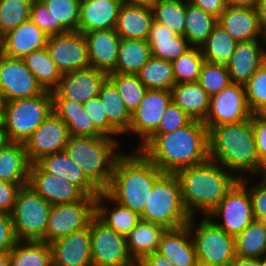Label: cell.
I'll return each instance as SVG.
<instances>
[{"mask_svg":"<svg viewBox=\"0 0 266 266\" xmlns=\"http://www.w3.org/2000/svg\"><path fill=\"white\" fill-rule=\"evenodd\" d=\"M163 173L204 163L209 159L208 128L203 121L192 120L170 133L152 134L139 148Z\"/></svg>","mask_w":266,"mask_h":266,"instance_id":"obj_1","label":"cell"},{"mask_svg":"<svg viewBox=\"0 0 266 266\" xmlns=\"http://www.w3.org/2000/svg\"><path fill=\"white\" fill-rule=\"evenodd\" d=\"M178 178L184 207L190 217L209 216L239 180L223 165L208 159L204 163L181 169Z\"/></svg>","mask_w":266,"mask_h":266,"instance_id":"obj_2","label":"cell"},{"mask_svg":"<svg viewBox=\"0 0 266 266\" xmlns=\"http://www.w3.org/2000/svg\"><path fill=\"white\" fill-rule=\"evenodd\" d=\"M208 140L209 159L223 165L238 179L260 176L251 118L210 128Z\"/></svg>","mask_w":266,"mask_h":266,"instance_id":"obj_3","label":"cell"},{"mask_svg":"<svg viewBox=\"0 0 266 266\" xmlns=\"http://www.w3.org/2000/svg\"><path fill=\"white\" fill-rule=\"evenodd\" d=\"M127 153L116 161L111 181L104 191L114 201L141 215L155 182L164 173L140 151L133 149Z\"/></svg>","mask_w":266,"mask_h":266,"instance_id":"obj_4","label":"cell"},{"mask_svg":"<svg viewBox=\"0 0 266 266\" xmlns=\"http://www.w3.org/2000/svg\"><path fill=\"white\" fill-rule=\"evenodd\" d=\"M120 141L109 136H70L65 151L86 176L104 191L111 181L118 158L125 152Z\"/></svg>","mask_w":266,"mask_h":266,"instance_id":"obj_5","label":"cell"},{"mask_svg":"<svg viewBox=\"0 0 266 266\" xmlns=\"http://www.w3.org/2000/svg\"><path fill=\"white\" fill-rule=\"evenodd\" d=\"M140 217L166 229L179 228L189 223L191 217L184 207L175 174L164 173L155 182Z\"/></svg>","mask_w":266,"mask_h":266,"instance_id":"obj_6","label":"cell"},{"mask_svg":"<svg viewBox=\"0 0 266 266\" xmlns=\"http://www.w3.org/2000/svg\"><path fill=\"white\" fill-rule=\"evenodd\" d=\"M5 130L10 142L25 143L52 110L50 91L25 99L3 102Z\"/></svg>","mask_w":266,"mask_h":266,"instance_id":"obj_7","label":"cell"},{"mask_svg":"<svg viewBox=\"0 0 266 266\" xmlns=\"http://www.w3.org/2000/svg\"><path fill=\"white\" fill-rule=\"evenodd\" d=\"M51 206L28 185L20 188L11 213L17 241L44 240Z\"/></svg>","mask_w":266,"mask_h":266,"instance_id":"obj_8","label":"cell"},{"mask_svg":"<svg viewBox=\"0 0 266 266\" xmlns=\"http://www.w3.org/2000/svg\"><path fill=\"white\" fill-rule=\"evenodd\" d=\"M195 218L198 217H191L188 227L197 260L230 266L236 257L234 237L226 233L208 216H202L199 222Z\"/></svg>","mask_w":266,"mask_h":266,"instance_id":"obj_9","label":"cell"},{"mask_svg":"<svg viewBox=\"0 0 266 266\" xmlns=\"http://www.w3.org/2000/svg\"><path fill=\"white\" fill-rule=\"evenodd\" d=\"M96 197L84 196L74 203L52 205L43 242L50 244L88 227L96 215Z\"/></svg>","mask_w":266,"mask_h":266,"instance_id":"obj_10","label":"cell"},{"mask_svg":"<svg viewBox=\"0 0 266 266\" xmlns=\"http://www.w3.org/2000/svg\"><path fill=\"white\" fill-rule=\"evenodd\" d=\"M208 217L233 237L243 232L255 219L248 188L238 180Z\"/></svg>","mask_w":266,"mask_h":266,"instance_id":"obj_11","label":"cell"},{"mask_svg":"<svg viewBox=\"0 0 266 266\" xmlns=\"http://www.w3.org/2000/svg\"><path fill=\"white\" fill-rule=\"evenodd\" d=\"M92 266H133L126 237L116 233L96 215L90 223Z\"/></svg>","mask_w":266,"mask_h":266,"instance_id":"obj_12","label":"cell"},{"mask_svg":"<svg viewBox=\"0 0 266 266\" xmlns=\"http://www.w3.org/2000/svg\"><path fill=\"white\" fill-rule=\"evenodd\" d=\"M44 92L22 58L0 52V97L3 102L38 96Z\"/></svg>","mask_w":266,"mask_h":266,"instance_id":"obj_13","label":"cell"},{"mask_svg":"<svg viewBox=\"0 0 266 266\" xmlns=\"http://www.w3.org/2000/svg\"><path fill=\"white\" fill-rule=\"evenodd\" d=\"M251 115L244 85L231 83L220 93L210 97L209 110L203 123L209 130L212 127L248 120Z\"/></svg>","mask_w":266,"mask_h":266,"instance_id":"obj_14","label":"cell"},{"mask_svg":"<svg viewBox=\"0 0 266 266\" xmlns=\"http://www.w3.org/2000/svg\"><path fill=\"white\" fill-rule=\"evenodd\" d=\"M69 138L67 124L51 112L24 143L28 161L37 163L44 156L64 151Z\"/></svg>","mask_w":266,"mask_h":266,"instance_id":"obj_15","label":"cell"},{"mask_svg":"<svg viewBox=\"0 0 266 266\" xmlns=\"http://www.w3.org/2000/svg\"><path fill=\"white\" fill-rule=\"evenodd\" d=\"M172 102V93L162 89H147L138 108L131 113L128 131L124 134H137L139 148L158 128L162 114Z\"/></svg>","mask_w":266,"mask_h":266,"instance_id":"obj_16","label":"cell"},{"mask_svg":"<svg viewBox=\"0 0 266 266\" xmlns=\"http://www.w3.org/2000/svg\"><path fill=\"white\" fill-rule=\"evenodd\" d=\"M46 50L62 74L90 67L87 41L82 32L50 35Z\"/></svg>","mask_w":266,"mask_h":266,"instance_id":"obj_17","label":"cell"},{"mask_svg":"<svg viewBox=\"0 0 266 266\" xmlns=\"http://www.w3.org/2000/svg\"><path fill=\"white\" fill-rule=\"evenodd\" d=\"M108 74L93 67L63 74L57 88L51 92L52 99H69L83 104L97 97Z\"/></svg>","mask_w":266,"mask_h":266,"instance_id":"obj_18","label":"cell"},{"mask_svg":"<svg viewBox=\"0 0 266 266\" xmlns=\"http://www.w3.org/2000/svg\"><path fill=\"white\" fill-rule=\"evenodd\" d=\"M27 185L51 205L74 203L85 196L75 185L46 172L38 163L30 164Z\"/></svg>","mask_w":266,"mask_h":266,"instance_id":"obj_19","label":"cell"},{"mask_svg":"<svg viewBox=\"0 0 266 266\" xmlns=\"http://www.w3.org/2000/svg\"><path fill=\"white\" fill-rule=\"evenodd\" d=\"M53 266H92L90 225L50 243Z\"/></svg>","mask_w":266,"mask_h":266,"instance_id":"obj_20","label":"cell"},{"mask_svg":"<svg viewBox=\"0 0 266 266\" xmlns=\"http://www.w3.org/2000/svg\"><path fill=\"white\" fill-rule=\"evenodd\" d=\"M48 36L28 20L0 38V52L12 58H23L31 52L46 48Z\"/></svg>","mask_w":266,"mask_h":266,"instance_id":"obj_21","label":"cell"},{"mask_svg":"<svg viewBox=\"0 0 266 266\" xmlns=\"http://www.w3.org/2000/svg\"><path fill=\"white\" fill-rule=\"evenodd\" d=\"M90 67L112 73L118 59L120 36L114 28L84 33Z\"/></svg>","mask_w":266,"mask_h":266,"instance_id":"obj_22","label":"cell"},{"mask_svg":"<svg viewBox=\"0 0 266 266\" xmlns=\"http://www.w3.org/2000/svg\"><path fill=\"white\" fill-rule=\"evenodd\" d=\"M265 62L266 55L260 40L237 42L226 64L231 82L244 85Z\"/></svg>","mask_w":266,"mask_h":266,"instance_id":"obj_23","label":"cell"},{"mask_svg":"<svg viewBox=\"0 0 266 266\" xmlns=\"http://www.w3.org/2000/svg\"><path fill=\"white\" fill-rule=\"evenodd\" d=\"M122 0H81L78 31L115 28Z\"/></svg>","mask_w":266,"mask_h":266,"instance_id":"obj_24","label":"cell"},{"mask_svg":"<svg viewBox=\"0 0 266 266\" xmlns=\"http://www.w3.org/2000/svg\"><path fill=\"white\" fill-rule=\"evenodd\" d=\"M37 163L46 172L65 178L66 181L75 185L85 196H98L101 192L65 150L44 156Z\"/></svg>","mask_w":266,"mask_h":266,"instance_id":"obj_25","label":"cell"},{"mask_svg":"<svg viewBox=\"0 0 266 266\" xmlns=\"http://www.w3.org/2000/svg\"><path fill=\"white\" fill-rule=\"evenodd\" d=\"M218 23L237 42L261 39L262 24L256 9L228 5Z\"/></svg>","mask_w":266,"mask_h":266,"instance_id":"obj_26","label":"cell"},{"mask_svg":"<svg viewBox=\"0 0 266 266\" xmlns=\"http://www.w3.org/2000/svg\"><path fill=\"white\" fill-rule=\"evenodd\" d=\"M157 253L166 257L175 266H195L197 255L188 224L179 228L166 229Z\"/></svg>","mask_w":266,"mask_h":266,"instance_id":"obj_27","label":"cell"},{"mask_svg":"<svg viewBox=\"0 0 266 266\" xmlns=\"http://www.w3.org/2000/svg\"><path fill=\"white\" fill-rule=\"evenodd\" d=\"M146 41L150 45L151 56L169 62H173L192 47L184 36L154 20Z\"/></svg>","mask_w":266,"mask_h":266,"instance_id":"obj_28","label":"cell"},{"mask_svg":"<svg viewBox=\"0 0 266 266\" xmlns=\"http://www.w3.org/2000/svg\"><path fill=\"white\" fill-rule=\"evenodd\" d=\"M96 216L123 236L128 235L141 220L138 213L114 201L105 191H101L96 197Z\"/></svg>","mask_w":266,"mask_h":266,"instance_id":"obj_29","label":"cell"},{"mask_svg":"<svg viewBox=\"0 0 266 266\" xmlns=\"http://www.w3.org/2000/svg\"><path fill=\"white\" fill-rule=\"evenodd\" d=\"M153 20L151 7L123 3L114 29L120 38L146 40Z\"/></svg>","mask_w":266,"mask_h":266,"instance_id":"obj_30","label":"cell"},{"mask_svg":"<svg viewBox=\"0 0 266 266\" xmlns=\"http://www.w3.org/2000/svg\"><path fill=\"white\" fill-rule=\"evenodd\" d=\"M52 110L67 124L70 136H105L95 126L81 103L69 99H52Z\"/></svg>","mask_w":266,"mask_h":266,"instance_id":"obj_31","label":"cell"},{"mask_svg":"<svg viewBox=\"0 0 266 266\" xmlns=\"http://www.w3.org/2000/svg\"><path fill=\"white\" fill-rule=\"evenodd\" d=\"M166 228L160 224L140 220L135 228L126 235V244L131 258L139 263L145 256L157 252Z\"/></svg>","mask_w":266,"mask_h":266,"instance_id":"obj_32","label":"cell"},{"mask_svg":"<svg viewBox=\"0 0 266 266\" xmlns=\"http://www.w3.org/2000/svg\"><path fill=\"white\" fill-rule=\"evenodd\" d=\"M171 93L172 101L193 120H205L210 97L198 82L177 83Z\"/></svg>","mask_w":266,"mask_h":266,"instance_id":"obj_33","label":"cell"},{"mask_svg":"<svg viewBox=\"0 0 266 266\" xmlns=\"http://www.w3.org/2000/svg\"><path fill=\"white\" fill-rule=\"evenodd\" d=\"M30 162L24 143L10 142L0 150V179L14 184H28Z\"/></svg>","mask_w":266,"mask_h":266,"instance_id":"obj_34","label":"cell"},{"mask_svg":"<svg viewBox=\"0 0 266 266\" xmlns=\"http://www.w3.org/2000/svg\"><path fill=\"white\" fill-rule=\"evenodd\" d=\"M98 97L103 104L108 122L123 136L129 129L131 113L109 78L102 84Z\"/></svg>","mask_w":266,"mask_h":266,"instance_id":"obj_35","label":"cell"},{"mask_svg":"<svg viewBox=\"0 0 266 266\" xmlns=\"http://www.w3.org/2000/svg\"><path fill=\"white\" fill-rule=\"evenodd\" d=\"M150 57L151 49L146 40L121 38L113 72L137 74Z\"/></svg>","mask_w":266,"mask_h":266,"instance_id":"obj_36","label":"cell"},{"mask_svg":"<svg viewBox=\"0 0 266 266\" xmlns=\"http://www.w3.org/2000/svg\"><path fill=\"white\" fill-rule=\"evenodd\" d=\"M22 60L44 91L52 92L57 88L63 74L50 58L46 48L31 52Z\"/></svg>","mask_w":266,"mask_h":266,"instance_id":"obj_37","label":"cell"},{"mask_svg":"<svg viewBox=\"0 0 266 266\" xmlns=\"http://www.w3.org/2000/svg\"><path fill=\"white\" fill-rule=\"evenodd\" d=\"M9 266H53L49 243L17 241L10 250Z\"/></svg>","mask_w":266,"mask_h":266,"instance_id":"obj_38","label":"cell"},{"mask_svg":"<svg viewBox=\"0 0 266 266\" xmlns=\"http://www.w3.org/2000/svg\"><path fill=\"white\" fill-rule=\"evenodd\" d=\"M217 23L218 18L186 2L184 37L191 46L200 47Z\"/></svg>","mask_w":266,"mask_h":266,"instance_id":"obj_39","label":"cell"},{"mask_svg":"<svg viewBox=\"0 0 266 266\" xmlns=\"http://www.w3.org/2000/svg\"><path fill=\"white\" fill-rule=\"evenodd\" d=\"M52 16V35L77 32L81 0H41Z\"/></svg>","mask_w":266,"mask_h":266,"instance_id":"obj_40","label":"cell"},{"mask_svg":"<svg viewBox=\"0 0 266 266\" xmlns=\"http://www.w3.org/2000/svg\"><path fill=\"white\" fill-rule=\"evenodd\" d=\"M235 256L261 258L266 254V222L254 219L234 237Z\"/></svg>","mask_w":266,"mask_h":266,"instance_id":"obj_41","label":"cell"},{"mask_svg":"<svg viewBox=\"0 0 266 266\" xmlns=\"http://www.w3.org/2000/svg\"><path fill=\"white\" fill-rule=\"evenodd\" d=\"M236 44L237 41L217 23L200 49L205 61L226 65L231 59Z\"/></svg>","mask_w":266,"mask_h":266,"instance_id":"obj_42","label":"cell"},{"mask_svg":"<svg viewBox=\"0 0 266 266\" xmlns=\"http://www.w3.org/2000/svg\"><path fill=\"white\" fill-rule=\"evenodd\" d=\"M147 89L171 91L176 84L172 62L151 56L137 73Z\"/></svg>","mask_w":266,"mask_h":266,"instance_id":"obj_43","label":"cell"},{"mask_svg":"<svg viewBox=\"0 0 266 266\" xmlns=\"http://www.w3.org/2000/svg\"><path fill=\"white\" fill-rule=\"evenodd\" d=\"M154 21L184 36L186 2L179 0H156L152 6Z\"/></svg>","mask_w":266,"mask_h":266,"instance_id":"obj_44","label":"cell"},{"mask_svg":"<svg viewBox=\"0 0 266 266\" xmlns=\"http://www.w3.org/2000/svg\"><path fill=\"white\" fill-rule=\"evenodd\" d=\"M108 78L118 89L128 111L133 113L142 101L147 87L139 79L137 74L112 72L108 74Z\"/></svg>","mask_w":266,"mask_h":266,"instance_id":"obj_45","label":"cell"},{"mask_svg":"<svg viewBox=\"0 0 266 266\" xmlns=\"http://www.w3.org/2000/svg\"><path fill=\"white\" fill-rule=\"evenodd\" d=\"M205 62L200 47H191L172 62L173 74L177 83L198 82Z\"/></svg>","mask_w":266,"mask_h":266,"instance_id":"obj_46","label":"cell"},{"mask_svg":"<svg viewBox=\"0 0 266 266\" xmlns=\"http://www.w3.org/2000/svg\"><path fill=\"white\" fill-rule=\"evenodd\" d=\"M33 0H0V38L30 20Z\"/></svg>","mask_w":266,"mask_h":266,"instance_id":"obj_47","label":"cell"},{"mask_svg":"<svg viewBox=\"0 0 266 266\" xmlns=\"http://www.w3.org/2000/svg\"><path fill=\"white\" fill-rule=\"evenodd\" d=\"M198 83L207 92L208 96L212 97L232 82L225 64L205 61L200 71Z\"/></svg>","mask_w":266,"mask_h":266,"instance_id":"obj_48","label":"cell"},{"mask_svg":"<svg viewBox=\"0 0 266 266\" xmlns=\"http://www.w3.org/2000/svg\"><path fill=\"white\" fill-rule=\"evenodd\" d=\"M251 113H266V62L244 84Z\"/></svg>","mask_w":266,"mask_h":266,"instance_id":"obj_49","label":"cell"},{"mask_svg":"<svg viewBox=\"0 0 266 266\" xmlns=\"http://www.w3.org/2000/svg\"><path fill=\"white\" fill-rule=\"evenodd\" d=\"M193 119L173 101L162 114L158 128L153 134L170 133L188 125Z\"/></svg>","mask_w":266,"mask_h":266,"instance_id":"obj_50","label":"cell"},{"mask_svg":"<svg viewBox=\"0 0 266 266\" xmlns=\"http://www.w3.org/2000/svg\"><path fill=\"white\" fill-rule=\"evenodd\" d=\"M85 112L91 118L95 126L105 135L114 139L121 134L108 122V118L100 102L99 97H94L83 103Z\"/></svg>","mask_w":266,"mask_h":266,"instance_id":"obj_51","label":"cell"},{"mask_svg":"<svg viewBox=\"0 0 266 266\" xmlns=\"http://www.w3.org/2000/svg\"><path fill=\"white\" fill-rule=\"evenodd\" d=\"M257 184L250 186L249 177L239 179L249 190L254 218L266 222V175L260 176Z\"/></svg>","mask_w":266,"mask_h":266,"instance_id":"obj_52","label":"cell"},{"mask_svg":"<svg viewBox=\"0 0 266 266\" xmlns=\"http://www.w3.org/2000/svg\"><path fill=\"white\" fill-rule=\"evenodd\" d=\"M251 124L260 164V176L266 175V113H253Z\"/></svg>","mask_w":266,"mask_h":266,"instance_id":"obj_53","label":"cell"},{"mask_svg":"<svg viewBox=\"0 0 266 266\" xmlns=\"http://www.w3.org/2000/svg\"><path fill=\"white\" fill-rule=\"evenodd\" d=\"M30 20L49 36L52 35V16L50 10L41 0H33L30 10Z\"/></svg>","mask_w":266,"mask_h":266,"instance_id":"obj_54","label":"cell"},{"mask_svg":"<svg viewBox=\"0 0 266 266\" xmlns=\"http://www.w3.org/2000/svg\"><path fill=\"white\" fill-rule=\"evenodd\" d=\"M27 184H14L0 179V212L11 214L18 191Z\"/></svg>","mask_w":266,"mask_h":266,"instance_id":"obj_55","label":"cell"},{"mask_svg":"<svg viewBox=\"0 0 266 266\" xmlns=\"http://www.w3.org/2000/svg\"><path fill=\"white\" fill-rule=\"evenodd\" d=\"M16 242L11 214L0 212V252L10 251Z\"/></svg>","mask_w":266,"mask_h":266,"instance_id":"obj_56","label":"cell"},{"mask_svg":"<svg viewBox=\"0 0 266 266\" xmlns=\"http://www.w3.org/2000/svg\"><path fill=\"white\" fill-rule=\"evenodd\" d=\"M191 3L216 18H219L228 6L227 0H192Z\"/></svg>","mask_w":266,"mask_h":266,"instance_id":"obj_57","label":"cell"},{"mask_svg":"<svg viewBox=\"0 0 266 266\" xmlns=\"http://www.w3.org/2000/svg\"><path fill=\"white\" fill-rule=\"evenodd\" d=\"M140 266H175L166 257L157 252H153L145 256L140 262Z\"/></svg>","mask_w":266,"mask_h":266,"instance_id":"obj_58","label":"cell"},{"mask_svg":"<svg viewBox=\"0 0 266 266\" xmlns=\"http://www.w3.org/2000/svg\"><path fill=\"white\" fill-rule=\"evenodd\" d=\"M230 266H261L259 258L235 257Z\"/></svg>","mask_w":266,"mask_h":266,"instance_id":"obj_59","label":"cell"},{"mask_svg":"<svg viewBox=\"0 0 266 266\" xmlns=\"http://www.w3.org/2000/svg\"><path fill=\"white\" fill-rule=\"evenodd\" d=\"M259 0H227V4L236 7L256 9Z\"/></svg>","mask_w":266,"mask_h":266,"instance_id":"obj_60","label":"cell"},{"mask_svg":"<svg viewBox=\"0 0 266 266\" xmlns=\"http://www.w3.org/2000/svg\"><path fill=\"white\" fill-rule=\"evenodd\" d=\"M256 10L261 24H266V0H259Z\"/></svg>","mask_w":266,"mask_h":266,"instance_id":"obj_61","label":"cell"},{"mask_svg":"<svg viewBox=\"0 0 266 266\" xmlns=\"http://www.w3.org/2000/svg\"><path fill=\"white\" fill-rule=\"evenodd\" d=\"M156 0H122V3L151 7Z\"/></svg>","mask_w":266,"mask_h":266,"instance_id":"obj_62","label":"cell"},{"mask_svg":"<svg viewBox=\"0 0 266 266\" xmlns=\"http://www.w3.org/2000/svg\"><path fill=\"white\" fill-rule=\"evenodd\" d=\"M10 143L5 128H0V150Z\"/></svg>","mask_w":266,"mask_h":266,"instance_id":"obj_63","label":"cell"},{"mask_svg":"<svg viewBox=\"0 0 266 266\" xmlns=\"http://www.w3.org/2000/svg\"><path fill=\"white\" fill-rule=\"evenodd\" d=\"M10 265V251L0 252V266Z\"/></svg>","mask_w":266,"mask_h":266,"instance_id":"obj_64","label":"cell"},{"mask_svg":"<svg viewBox=\"0 0 266 266\" xmlns=\"http://www.w3.org/2000/svg\"><path fill=\"white\" fill-rule=\"evenodd\" d=\"M0 128H5V109L3 101L0 102Z\"/></svg>","mask_w":266,"mask_h":266,"instance_id":"obj_65","label":"cell"},{"mask_svg":"<svg viewBox=\"0 0 266 266\" xmlns=\"http://www.w3.org/2000/svg\"><path fill=\"white\" fill-rule=\"evenodd\" d=\"M261 38L262 39H260V41H261V44L263 46V51H264V53L266 55V47H265L266 46V24H262Z\"/></svg>","mask_w":266,"mask_h":266,"instance_id":"obj_66","label":"cell"},{"mask_svg":"<svg viewBox=\"0 0 266 266\" xmlns=\"http://www.w3.org/2000/svg\"><path fill=\"white\" fill-rule=\"evenodd\" d=\"M195 266H221V265H216V264H213V263H209V262H204V261L197 260Z\"/></svg>","mask_w":266,"mask_h":266,"instance_id":"obj_67","label":"cell"},{"mask_svg":"<svg viewBox=\"0 0 266 266\" xmlns=\"http://www.w3.org/2000/svg\"><path fill=\"white\" fill-rule=\"evenodd\" d=\"M260 265L266 266V254L260 258Z\"/></svg>","mask_w":266,"mask_h":266,"instance_id":"obj_68","label":"cell"},{"mask_svg":"<svg viewBox=\"0 0 266 266\" xmlns=\"http://www.w3.org/2000/svg\"><path fill=\"white\" fill-rule=\"evenodd\" d=\"M179 1H183V2H187V3H191L192 0H179Z\"/></svg>","mask_w":266,"mask_h":266,"instance_id":"obj_69","label":"cell"}]
</instances>
